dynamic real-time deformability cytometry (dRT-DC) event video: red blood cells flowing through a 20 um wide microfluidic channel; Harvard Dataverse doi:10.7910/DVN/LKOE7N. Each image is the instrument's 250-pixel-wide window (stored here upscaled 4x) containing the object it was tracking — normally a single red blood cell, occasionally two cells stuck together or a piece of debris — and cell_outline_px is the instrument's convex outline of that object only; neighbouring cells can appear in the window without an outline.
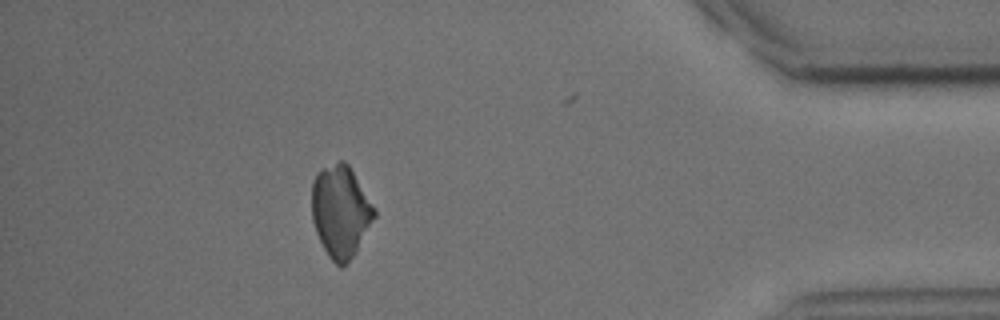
{"species": "common noctule bat (a hibernating species)", "species_latin": "Nyctalus noctula", "temperature_condition": "cold", "stored_images_in_passage": 34, "camera_frame_rate_fps": 3000, "um_per_image_px": 0.085, "animal": {"sex": "male", "body_mass_g": 15.6}, "frame": {"image": 1, "passage_image": 29, "time_ms": 9.333, "image_size_px": [1000, 320], "cell_outline_px": [[376, 216], [356, 252], [340, 268], [328, 256], [316, 232], [312, 220], [312, 184], [316, 172], [320, 168], [340, 160], [344, 160], [348, 164], [376, 208]], "centroid_in_image_um": [28.95, 17.93], "position_along_channel_um": 406.3, "area_um2": 33.58}}